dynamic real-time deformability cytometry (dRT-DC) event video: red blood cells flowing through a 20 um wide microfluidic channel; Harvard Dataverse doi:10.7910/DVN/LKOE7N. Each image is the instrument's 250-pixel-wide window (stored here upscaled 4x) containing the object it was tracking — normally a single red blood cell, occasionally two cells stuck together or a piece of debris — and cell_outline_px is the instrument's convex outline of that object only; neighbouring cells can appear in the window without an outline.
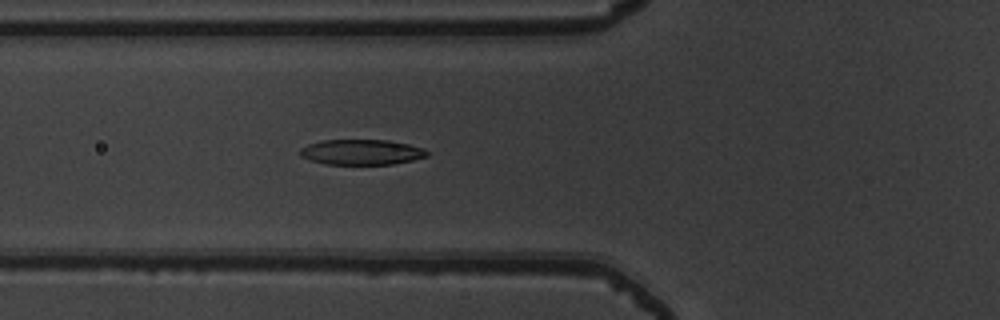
{"species": "common noctule bat (a hibernating species)", "species_latin": "Nyctalus noctula", "temperature_condition": "warm", "stored_images_in_passage": 53, "camera_frame_rate_fps": 3000, "um_per_image_px": 0.085, "animal": {"sex": "male", "body_mass_g": 19.5, "forearm_length_mm": 54.6}, "frame": {"image": 1, "passage_image": 20, "time_ms": 6.333, "image_size_px": [1000, 320], "cell_outline_px": [[428, 156], [412, 160], [392, 164], [324, 164], [308, 160], [300, 156], [300, 148], [308, 144], [324, 140], [388, 140], [408, 144], [424, 148], [428, 152]], "centroid_in_image_um": [30.71, 12.93], "position_along_channel_um": 95.1, "area_um2": 18.79}}
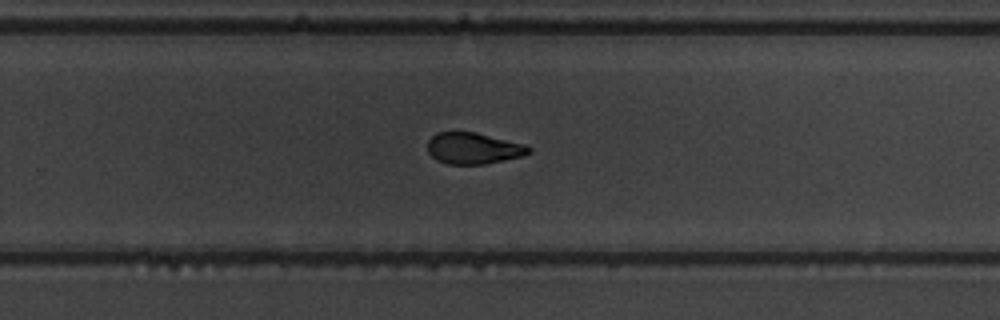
{"frame": {"image": 2, "passage_image": 35, "time_ms": 11.333, "image_size_px": [1000, 320], "cell_outline_px": [[532, 152], [524, 156], [484, 164], [448, 164], [436, 160], [428, 152], [428, 140], [436, 132], [476, 132], [524, 144], [532, 148]], "centroid_in_image_um": [40.25, 12.61], "position_along_channel_um": 289.5, "area_um2": 18.55}}
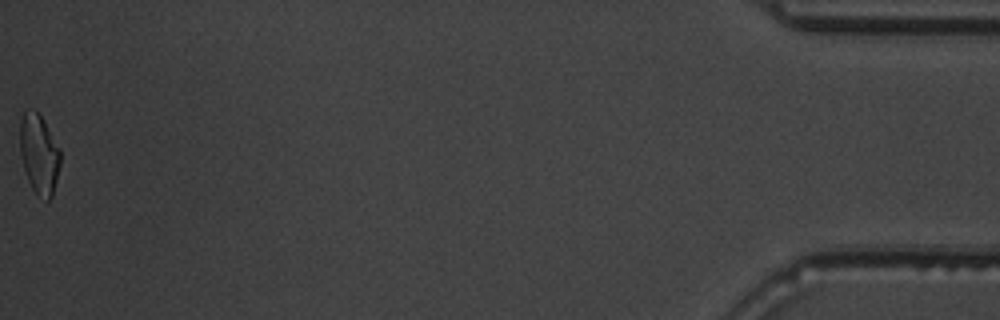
{"frame": {"image": 3, "passage_image": 53, "time_ms": 17.333, "image_size_px": [1000, 320], "cell_outline_px": [[60, 164], [52, 196], [48, 200], [36, 196], [28, 180], [20, 156], [20, 120], [24, 112], [32, 108], [44, 120], [60, 148]], "centroid_in_image_um": [3.32, 13.1], "position_along_channel_um": 431.9, "area_um2": 18.79}, "authors_computed_cell_mechanics": {"area_um2": 19.1896, "velocity_mm_per_s": 3.8893, "shape_relaxation_time_tau1_ms": 2.7965, "shape_relaxation_time_tau2_ms": 2.285, "deformation_change_tau1": 0.1509, "deformation_change_tau2": 0.0892}}